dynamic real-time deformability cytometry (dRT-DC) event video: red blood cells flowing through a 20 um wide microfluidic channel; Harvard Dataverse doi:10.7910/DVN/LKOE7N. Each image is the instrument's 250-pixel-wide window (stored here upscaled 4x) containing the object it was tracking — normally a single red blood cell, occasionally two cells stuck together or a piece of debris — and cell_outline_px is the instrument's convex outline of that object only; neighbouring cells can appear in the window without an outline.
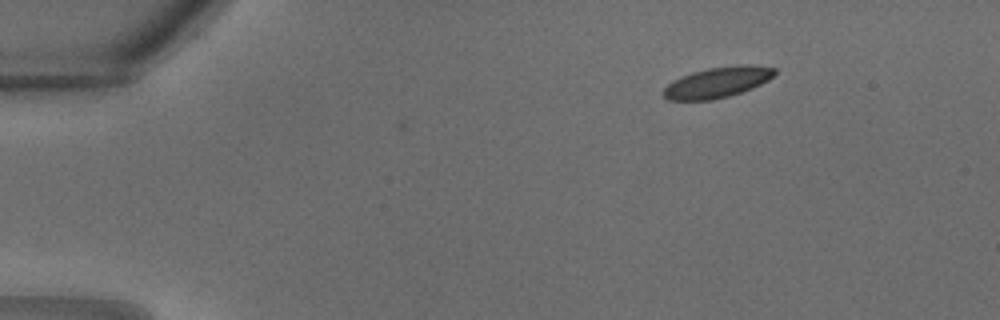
{"species": "common noctule bat (a hibernating species)", "species_latin": "Nyctalus noctula", "temperature_condition": "warm", "stored_images_in_passage": 5, "camera_frame_rate_fps": 3000, "um_per_image_px": 0.085, "animal": {"sex": "male", "body_mass_g": 18.8}, "frame": {"image": 1, "passage_image": 1, "time_ms": 0.0, "image_size_px": [1000, 320], "cell_outline_px": [[776, 72], [768, 80], [752, 88], [728, 96], [712, 100], [668, 100], [664, 96], [664, 88], [672, 80], [680, 76], [692, 72], [708, 68], [736, 64], [752, 64], [776, 68]], "centroid_in_image_um": [60.98, 6.98], "position_along_channel_um": 24.0, "area_um2": 19.94}}